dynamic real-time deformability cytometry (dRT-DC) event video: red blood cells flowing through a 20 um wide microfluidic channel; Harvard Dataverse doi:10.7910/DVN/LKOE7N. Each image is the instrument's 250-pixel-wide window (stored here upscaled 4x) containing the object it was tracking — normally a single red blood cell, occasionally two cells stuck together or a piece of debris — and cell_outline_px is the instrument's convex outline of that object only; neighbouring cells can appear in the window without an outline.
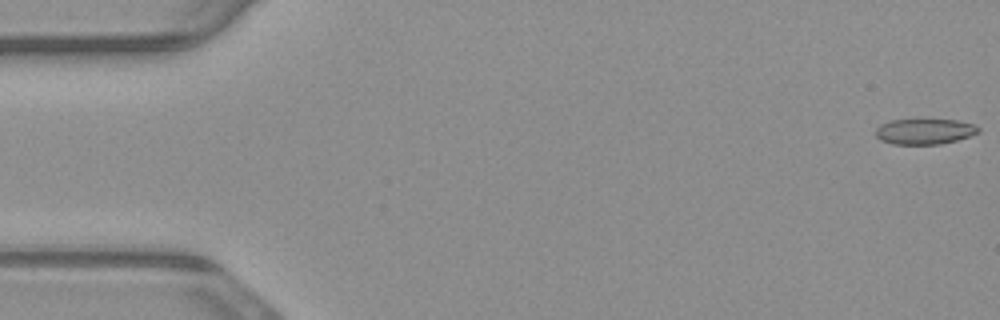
{"species": "common noctule bat (a hibernating species)", "species_latin": "Nyctalus noctula", "temperature_condition": "warm", "stored_images_in_passage": 54, "camera_frame_rate_fps": 3000, "um_per_image_px": 0.085, "animal": {"sex": "male", "body_mass_g": 23.1, "forearm_length_mm": 52.7}, "frame": {"image": 1, "passage_image": 1, "time_ms": 0.0, "image_size_px": [1000, 320], "cell_outline_px": [[980, 132], [956, 140], [940, 144], [892, 144], [880, 140], [876, 136], [876, 128], [880, 124], [888, 120], [956, 120], [972, 124], [980, 128]], "centroid_in_image_um": [78.55, 11.17], "position_along_channel_um": 6.4, "area_um2": 15.2}}
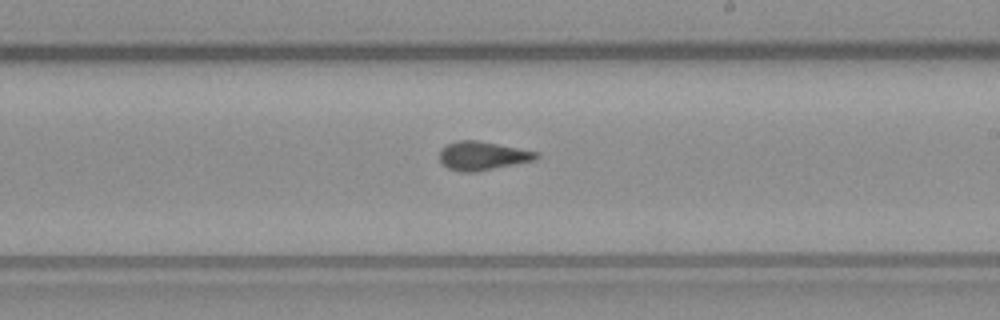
{"frame": {"image": 2, "passage_image": 31, "time_ms": 10.0, "image_size_px": [1000, 320], "cell_outline_px": [[540, 156], [536, 160], [476, 172], [460, 172], [448, 168], [440, 160], [440, 148], [456, 140], [476, 140], [540, 152]], "centroid_in_image_um": [41.03, 13.24], "position_along_channel_um": 248.0, "area_um2": 16.24}}
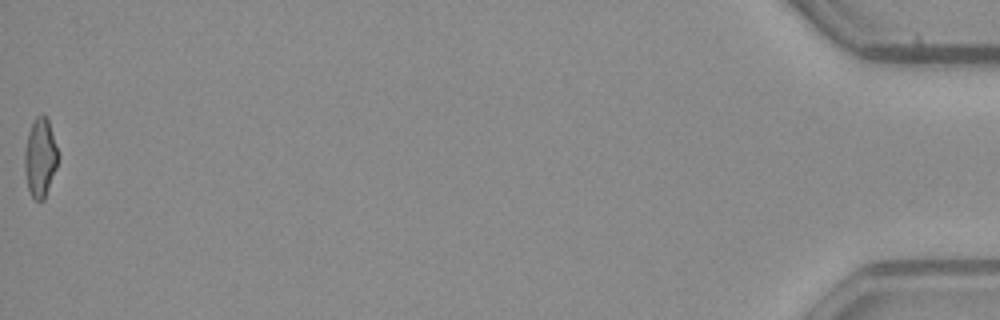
{"frame": {"image": 3, "passage_image": 54, "time_ms": 17.667, "image_size_px": [1000, 320], "cell_outline_px": [[60, 156], [56, 168], [44, 200], [36, 200], [32, 196], [28, 188], [24, 168], [24, 152], [28, 132], [36, 116], [44, 112], [48, 120]], "centroid_in_image_um": [3.42, 13.37], "position_along_channel_um": 431.8, "area_um2": 15.43}, "authors_computed_cell_mechanics": {"area_um2": 15.9528, "velocity_mm_per_s": 3.8513, "shape_relaxation_time_tau1_ms": null, "shape_relaxation_time_tau2_ms": 1.6391, "deformation_change_tau1": null, "deformation_change_tau2": 0.075}}